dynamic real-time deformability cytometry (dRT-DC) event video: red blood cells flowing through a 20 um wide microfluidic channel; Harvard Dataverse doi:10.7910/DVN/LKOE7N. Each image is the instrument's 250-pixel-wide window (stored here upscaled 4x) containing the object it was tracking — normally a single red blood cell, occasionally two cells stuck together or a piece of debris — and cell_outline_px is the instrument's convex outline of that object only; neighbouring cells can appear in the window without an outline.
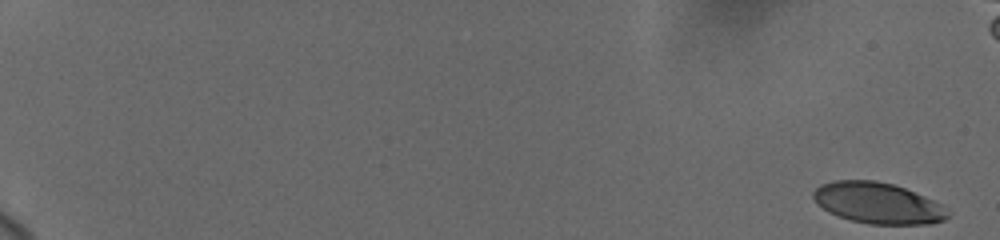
{"species": "human", "species_latin": "Homo sapiens", "temperature_condition": "cold", "stored_images_in_passage": 50, "camera_frame_rate_fps": 3000, "um_per_image_px": 0.085, "donor": {"sex": "female"}, "frame": {"image": 1, "passage_image": 1, "time_ms": 0.0, "image_size_px": [1000, 240], "cell_outline_px": [[948, 216], [944, 220], [928, 224], [868, 224], [852, 220], [828, 212], [816, 204], [812, 196], [812, 192], [820, 184], [832, 180], [876, 180], [892, 184], [904, 188], [924, 196], [940, 204]], "centroid_in_image_um": [74.53, 17.25], "position_along_channel_um": 10.5, "area_um2": 31.96}}
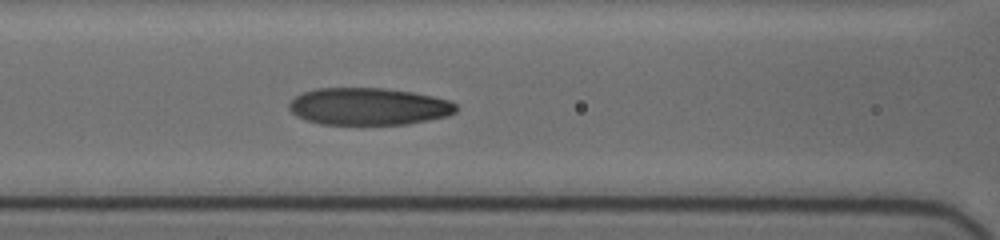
{"frame": {"image": 2, "passage_image": 31, "time_ms": 9.333, "image_size_px": [1000, 240], "cell_outline_px": [[456, 112], [448, 116], [408, 124], [320, 124], [304, 120], [296, 116], [288, 108], [288, 104], [296, 96], [304, 92], [316, 88], [384, 88], [412, 92], [432, 96], [448, 100], [456, 104]], "centroid_in_image_um": [31.31, 9.05], "position_along_channel_um": 135.3, "area_um2": 36.24}}
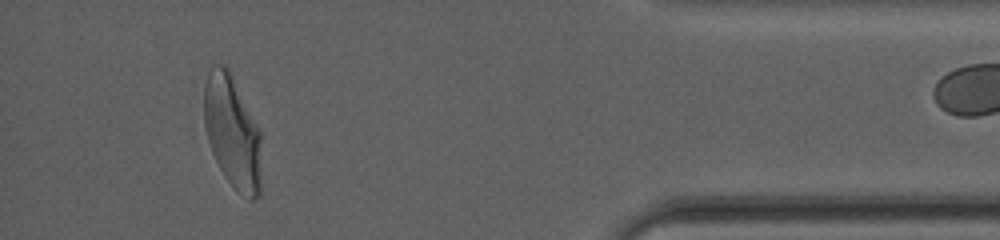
{"frame": {"image": 3, "passage_image": 49, "time_ms": 18.0, "image_size_px": [1000, 240], "cell_outline_px": [[260, 196], [252, 200], [236, 188], [224, 176], [212, 152], [208, 140], [204, 124], [204, 84], [208, 72], [212, 64], [224, 64], [228, 68], [260, 128]], "centroid_in_image_um": [19.74, 11.16], "position_along_channel_um": 415.5, "area_um2": 37.57}}